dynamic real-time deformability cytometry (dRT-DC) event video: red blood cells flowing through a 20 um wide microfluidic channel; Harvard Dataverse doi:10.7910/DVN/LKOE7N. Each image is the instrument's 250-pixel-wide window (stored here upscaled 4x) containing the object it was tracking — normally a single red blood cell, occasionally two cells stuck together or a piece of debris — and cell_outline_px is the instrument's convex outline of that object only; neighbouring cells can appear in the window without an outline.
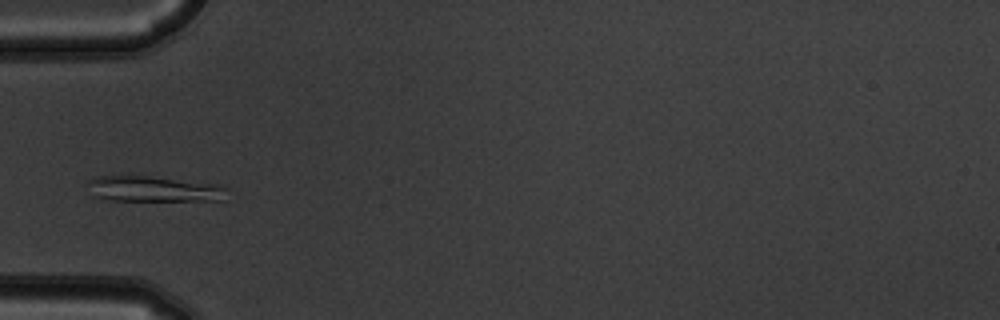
{"species": "common noctule bat (a hibernating species)", "species_latin": "Nyctalus noctula", "temperature_condition": "warm", "stored_images_in_passage": 5, "camera_frame_rate_fps": 3000, "um_per_image_px": 0.085, "animal": {"sex": "male", "body_mass_g": 19.5, "forearm_length_mm": 54.6}, "frame": {"image": 1, "passage_image": 5, "time_ms": 1.333, "image_size_px": [1000, 320], "cell_outline_px": [[228, 200], [108, 200], [92, 196], [88, 180], [100, 176], [120, 172], [132, 172], [216, 184], [228, 188]], "centroid_in_image_um": [13.04, 16.0], "position_along_channel_um": 72.0, "area_um2": 22.08}}